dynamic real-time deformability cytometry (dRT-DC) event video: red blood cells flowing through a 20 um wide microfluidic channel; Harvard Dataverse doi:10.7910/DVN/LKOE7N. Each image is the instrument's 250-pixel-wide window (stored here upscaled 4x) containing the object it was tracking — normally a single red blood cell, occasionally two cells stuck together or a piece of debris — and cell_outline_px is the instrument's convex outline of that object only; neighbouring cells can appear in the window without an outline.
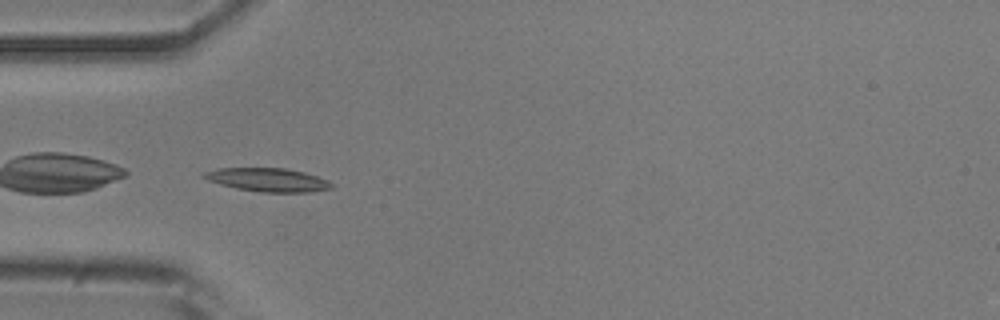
{"species": "common noctule bat (a hibernating species)", "species_latin": "Nyctalus noctula", "temperature_condition": "room temperature", "stored_images_in_passage": 38, "camera_frame_rate_fps": 3000, "um_per_image_px": 0.085, "animal": {"sex": "male", "body_mass_g": 20.5, "forearm_length_mm": 52.5}, "frame": {"image": 1, "passage_image": 1, "time_ms": 0.0, "image_size_px": [1000, 320], "cell_outline_px": [[332, 188], [312, 192], [260, 192], [236, 188], [220, 184], [208, 180], [200, 176], [204, 172], [216, 168], [284, 168], [304, 172], [328, 180], [332, 184]], "centroid_in_image_um": [22.74, 15.28], "position_along_channel_um": 62.3, "area_um2": 17.46}}
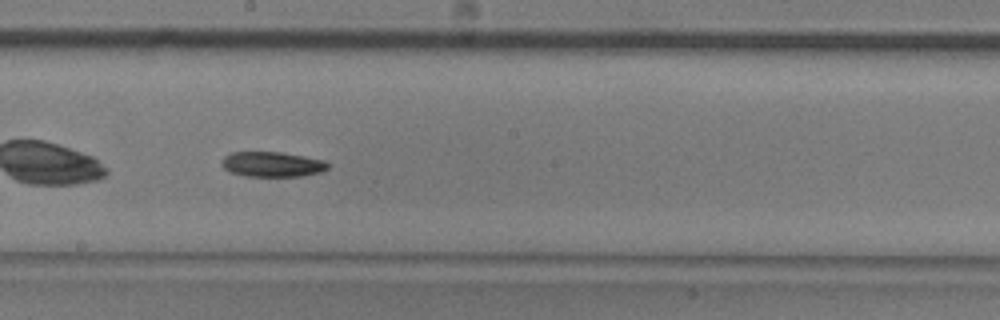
{"frame": {"image": 2, "passage_image": 14, "time_ms": 4.333, "image_size_px": [1000, 320], "cell_outline_px": [[328, 168], [320, 172], [304, 176], [244, 176], [232, 172], [224, 168], [220, 164], [220, 160], [224, 156], [232, 152], [280, 152], [304, 156], [324, 160], [328, 164]], "centroid_in_image_um": [23.11, 13.96], "position_along_channel_um": 225.1, "area_um2": 15.55}}
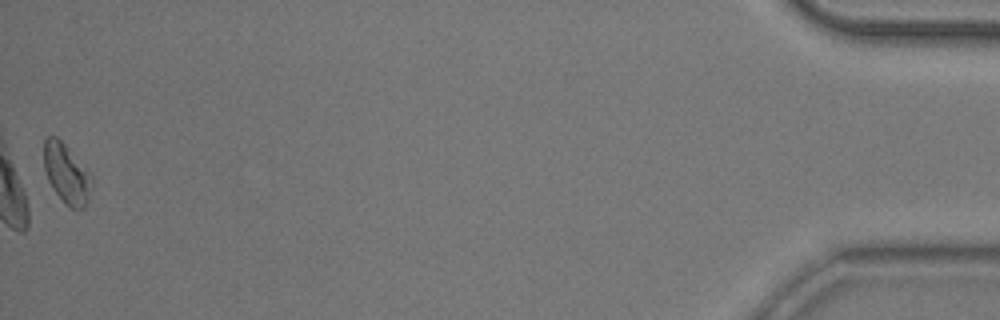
{"frame": {"image": 3, "passage_image": 38, "time_ms": 12.333, "image_size_px": [1000, 320], "cell_outline_px": [[92, 184], [88, 200], [84, 208], [72, 208], [64, 204], [52, 188], [48, 180], [44, 168], [44, 140], [48, 136], [56, 136], [92, 172]], "centroid_in_image_um": [5.67, 14.76], "position_along_channel_um": 429.5, "area_um2": 16.82}, "authors_computed_cell_mechanics": {"area_um2": 15.7794, "velocity_mm_per_s": 3.7663, "shape_relaxation_time_tau1_ms": 5.7797, "shape_relaxation_time_tau2_ms": null, "deformation_change_tau1": 0.1202, "deformation_change_tau2": null}}